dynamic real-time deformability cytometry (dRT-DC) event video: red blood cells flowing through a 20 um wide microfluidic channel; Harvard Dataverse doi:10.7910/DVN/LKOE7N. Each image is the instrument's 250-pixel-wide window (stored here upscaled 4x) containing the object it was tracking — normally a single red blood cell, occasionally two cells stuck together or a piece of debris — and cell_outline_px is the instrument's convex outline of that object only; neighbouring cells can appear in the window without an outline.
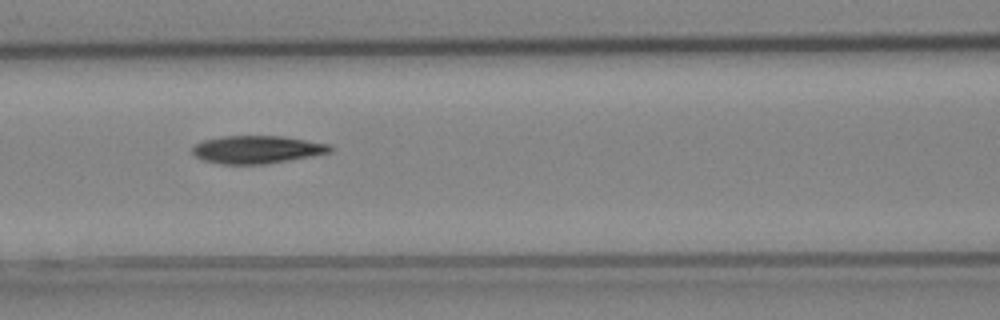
{"species": "Egyptian fruit bat (a non-hibernating species)", "species_latin": "Rousettus aegyptiacus", "temperature_condition": "cold", "stored_images_in_passage": 8, "camera_frame_rate_fps": 3000, "um_per_image_px": 0.085, "animal": {"sex": "female"}, "frame": {"image": 1, "passage_image": 6, "time_ms": 1.667, "image_size_px": [1000, 320], "cell_outline_px": [[332, 152], [288, 160], [264, 164], [220, 164], [204, 160], [196, 156], [192, 152], [192, 148], [196, 144], [204, 140], [224, 136], [284, 136], [328, 144], [332, 148]], "centroid_in_image_um": [21.84, 12.71], "position_along_channel_um": 144.8, "area_um2": 22.08}}